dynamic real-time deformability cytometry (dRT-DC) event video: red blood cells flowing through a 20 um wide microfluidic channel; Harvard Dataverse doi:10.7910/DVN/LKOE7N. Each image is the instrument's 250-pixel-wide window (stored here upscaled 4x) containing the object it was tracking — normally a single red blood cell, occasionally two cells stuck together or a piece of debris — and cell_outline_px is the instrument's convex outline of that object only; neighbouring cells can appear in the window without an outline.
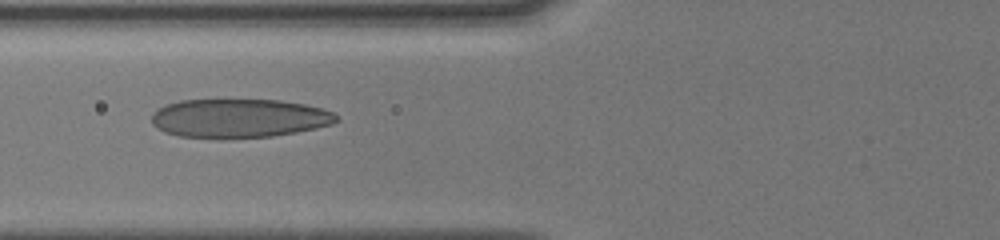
{"species": "human", "species_latin": "Homo sapiens", "temperature_condition": "cold", "stored_images_in_passage": 37, "camera_frame_rate_fps": 3000, "um_per_image_px": 0.085, "donor": {"sex": "male"}, "frame": {"image": 1, "passage_image": 9, "time_ms": 5.667, "image_size_px": [1000, 240], "cell_outline_px": [[340, 120], [332, 124], [316, 128], [296, 132], [272, 136], [216, 140], [180, 136], [164, 132], [156, 128], [152, 124], [152, 112], [164, 104], [180, 100], [280, 100], [304, 104], [320, 108], [332, 112]], "centroid_in_image_um": [20.26, 10.07], "position_along_channel_um": 105.5, "area_um2": 42.43}}
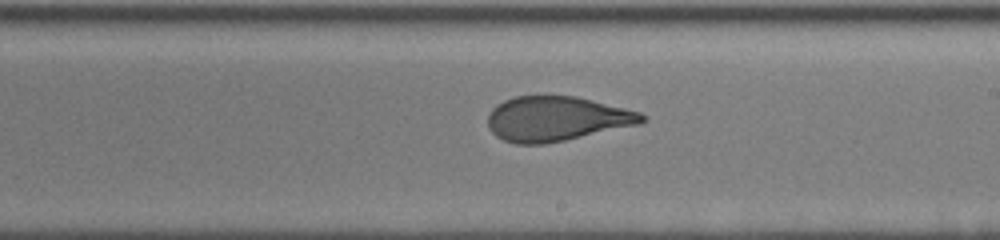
{"frame": {"image": 2, "passage_image": 19, "time_ms": 9.0, "image_size_px": [1000, 240], "cell_outline_px": [[648, 120], [640, 124], [564, 140], [544, 144], [516, 144], [504, 140], [496, 136], [488, 128], [488, 116], [492, 108], [496, 104], [504, 100], [516, 96], [576, 96], [640, 112], [648, 116]], "centroid_in_image_um": [47.3, 10.09], "position_along_channel_um": 241.7, "area_um2": 40.11}}
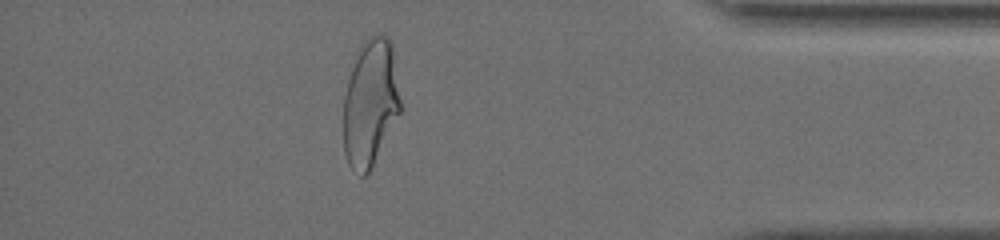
{"frame": {"image": 3, "passage_image": 33, "time_ms": 13.667, "image_size_px": [1000, 240], "cell_outline_px": [[400, 112], [368, 172], [364, 176], [360, 176], [348, 164], [344, 152], [344, 96], [348, 80], [352, 68], [364, 40], [368, 36], [388, 36], [392, 44], [400, 100]], "centroid_in_image_um": [31.47, 8.75], "position_along_channel_um": 403.7, "area_um2": 41.27}, "authors_computed_cell_mechanics": {"area_um2": 41.2692, "velocity_mm_per_s": 4.0844, "shape_relaxation_time_tau1_ms": 4.9348, "shape_relaxation_time_tau2_ms": 0.6566, "deformation_change_tau1": 0.189, "deformation_change_tau2": 0.065}}